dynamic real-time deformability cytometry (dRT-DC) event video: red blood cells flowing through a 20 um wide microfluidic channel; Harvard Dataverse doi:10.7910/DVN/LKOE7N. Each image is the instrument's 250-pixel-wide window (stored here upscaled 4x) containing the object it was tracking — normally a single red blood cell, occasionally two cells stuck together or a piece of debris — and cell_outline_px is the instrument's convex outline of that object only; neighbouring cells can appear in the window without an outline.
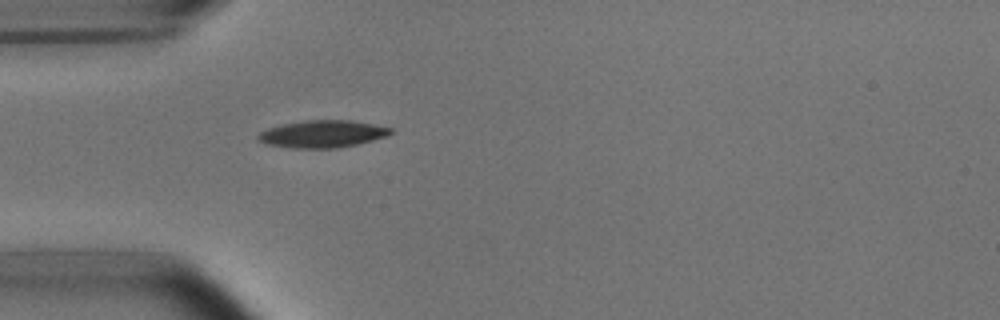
{"species": "common noctule bat (a hibernating species)", "species_latin": "Nyctalus noctula", "temperature_condition": "room temperature", "stored_images_in_passage": 38, "camera_frame_rate_fps": 3000, "um_per_image_px": 0.085, "animal": {"sex": "male", "body_mass_g": 15.6}, "frame": {"image": 1, "passage_image": 1, "time_ms": 0.0, "image_size_px": [1000, 320], "cell_outline_px": [[392, 132], [388, 136], [356, 144], [336, 148], [292, 148], [264, 144], [256, 140], [256, 136], [260, 132], [268, 128], [284, 124], [308, 120], [352, 120], [392, 128]], "centroid_in_image_um": [27.37, 11.39], "position_along_channel_um": 57.6, "area_um2": 21.04}}
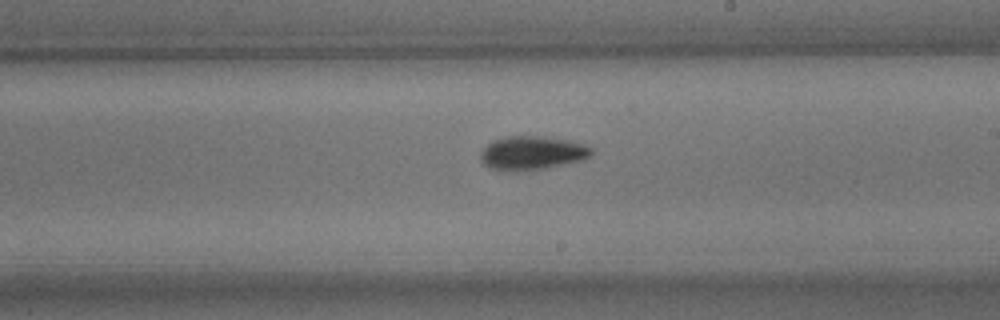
{"frame": {"image": 2, "passage_image": 16, "time_ms": 5.0, "image_size_px": [1000, 320], "cell_outline_px": [[592, 152], [588, 156], [580, 160], [544, 168], [516, 172], [496, 172], [488, 168], [480, 160], [480, 152], [492, 140], [504, 136], [544, 136], [568, 140], [584, 144], [592, 148]], "centroid_in_image_um": [45.13, 13.01], "position_along_channel_um": 243.9, "area_um2": 22.08}}
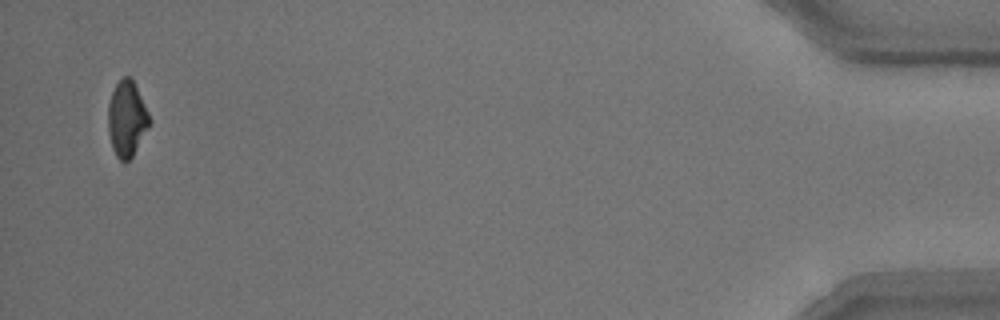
{"frame": {"image": 3, "passage_image": 37, "time_ms": 12.0, "image_size_px": [1000, 320], "cell_outline_px": [[152, 120], [148, 128], [132, 156], [124, 164], [116, 156], [112, 148], [108, 132], [108, 104], [112, 92], [116, 84], [124, 76], [132, 76]], "centroid_in_image_um": [10.78, 10.08], "position_along_channel_um": 424.4, "area_um2": 18.38}, "authors_computed_cell_mechanics": {"area_um2": 19.9988, "velocity_mm_per_s": 3.7699, "shape_relaxation_time_tau1_ms": 2.1117, "shape_relaxation_time_tau2_ms": 3.3823, "deformation_change_tau1": 0.1442, "deformation_change_tau2": 0.1017}}